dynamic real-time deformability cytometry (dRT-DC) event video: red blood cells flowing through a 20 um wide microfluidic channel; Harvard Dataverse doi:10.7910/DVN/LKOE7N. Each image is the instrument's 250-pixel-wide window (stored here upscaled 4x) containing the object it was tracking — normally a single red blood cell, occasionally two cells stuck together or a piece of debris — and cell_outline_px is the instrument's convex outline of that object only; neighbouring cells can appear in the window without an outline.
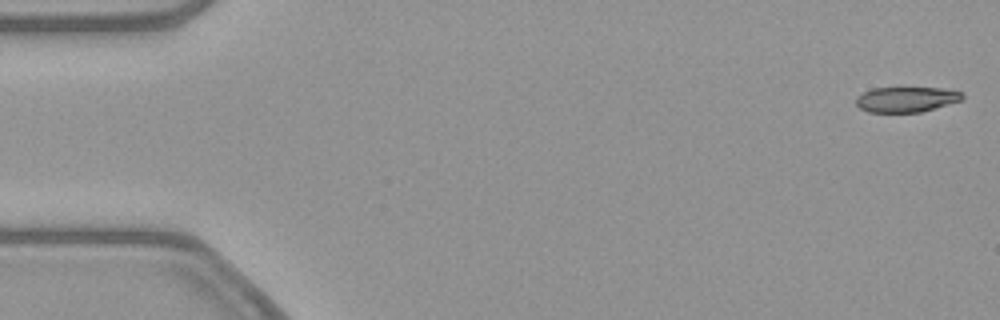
{"species": "common noctule bat (a hibernating species)", "species_latin": "Nyctalus noctula", "temperature_condition": "warm", "stored_images_in_passage": 12, "camera_frame_rate_fps": 3000, "um_per_image_px": 0.085, "animal": {"sex": "female", "body_mass_g": 21.9}, "frame": {"image": 1, "passage_image": 1, "time_ms": 0.0, "image_size_px": [1000, 320], "cell_outline_px": [[964, 96], [960, 100], [920, 112], [868, 112], [860, 108], [856, 104], [856, 96], [872, 88], [940, 88], [964, 92]], "centroid_in_image_um": [77.0, 8.44], "position_along_channel_um": 8.0, "area_um2": 15.49}}